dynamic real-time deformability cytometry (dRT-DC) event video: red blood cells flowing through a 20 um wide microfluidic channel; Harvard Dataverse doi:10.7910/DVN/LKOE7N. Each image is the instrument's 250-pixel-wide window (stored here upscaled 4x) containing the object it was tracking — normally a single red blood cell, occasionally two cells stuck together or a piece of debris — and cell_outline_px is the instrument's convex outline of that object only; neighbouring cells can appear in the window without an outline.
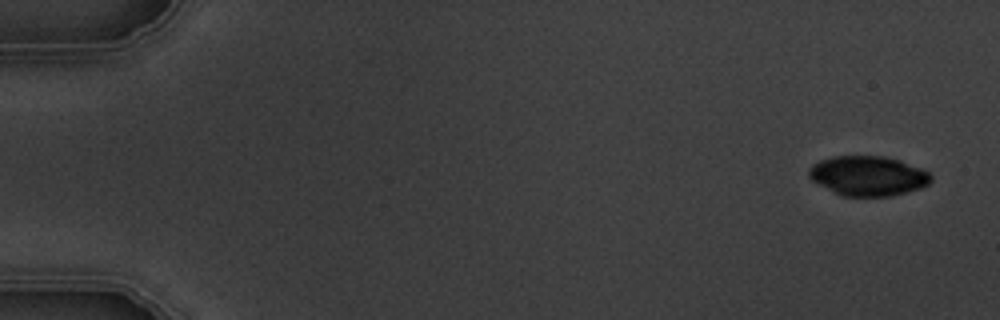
{"species": "common noctule bat (a hibernating species)", "species_latin": "Nyctalus noctula", "temperature_condition": "warm", "stored_images_in_passage": 5, "camera_frame_rate_fps": 3000, "um_per_image_px": 0.085, "animal": {"sex": "male", "body_mass_g": 19.5, "forearm_length_mm": 54.6}, "frame": {"image": 1, "passage_image": 1, "time_ms": 0.0, "image_size_px": [1000, 320], "cell_outline_px": [[932, 180], [928, 184], [920, 188], [892, 196], [844, 196], [812, 180], [808, 176], [808, 168], [812, 164], [820, 160], [832, 156], [884, 156], [900, 160], [920, 168], [928, 172], [932, 176]], "centroid_in_image_um": [73.79, 14.93], "position_along_channel_um": 11.2, "area_um2": 28.15}}